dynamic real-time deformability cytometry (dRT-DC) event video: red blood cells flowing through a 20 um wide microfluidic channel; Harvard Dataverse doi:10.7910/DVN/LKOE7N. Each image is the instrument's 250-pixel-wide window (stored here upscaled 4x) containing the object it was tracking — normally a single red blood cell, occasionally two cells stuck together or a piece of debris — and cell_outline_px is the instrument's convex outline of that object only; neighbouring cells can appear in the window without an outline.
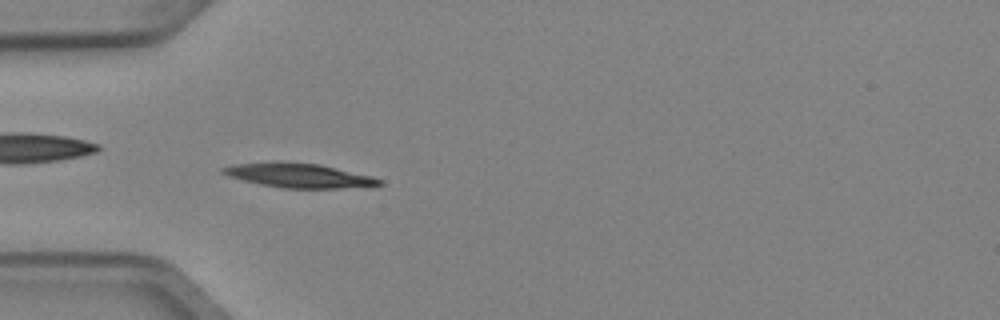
{"species": "Egyptian fruit bat (a non-hibernating species)", "species_latin": "Rousettus aegyptiacus", "temperature_condition": "cold", "stored_images_in_passage": 6, "camera_frame_rate_fps": 3000, "um_per_image_px": 0.085, "animal": {"sex": "female"}, "frame": {"image": 1, "passage_image": 4, "time_ms": 1.0, "image_size_px": [1000, 320], "cell_outline_px": [[384, 184], [372, 188], [284, 188], [260, 184], [228, 176], [220, 172], [220, 168], [236, 164], [272, 160], [284, 160], [320, 164], [372, 176], [380, 180]], "centroid_in_image_um": [25.44, 14.9], "position_along_channel_um": 59.6, "area_um2": 22.83}}
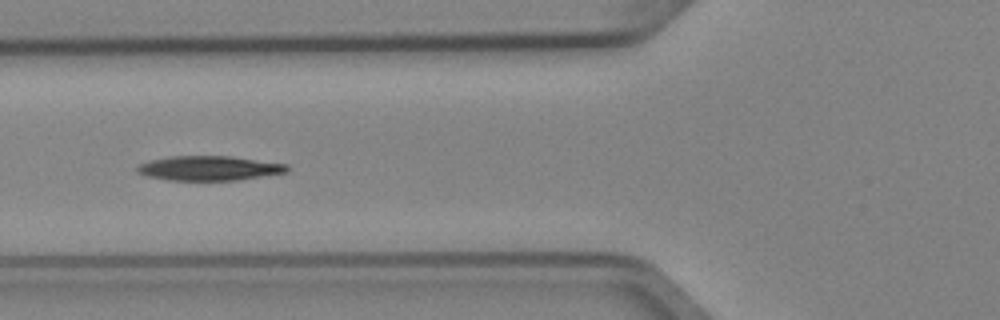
{"frame": {"image": 2, "passage_image": 5, "time_ms": 1.333, "image_size_px": [1000, 320], "cell_outline_px": [[288, 172], [240, 180], [168, 180], [148, 176], [136, 172], [136, 168], [140, 164], [152, 160], [168, 156], [232, 156], [288, 164]], "centroid_in_image_um": [17.81, 14.29], "position_along_channel_um": 108.0, "area_um2": 21.5}}
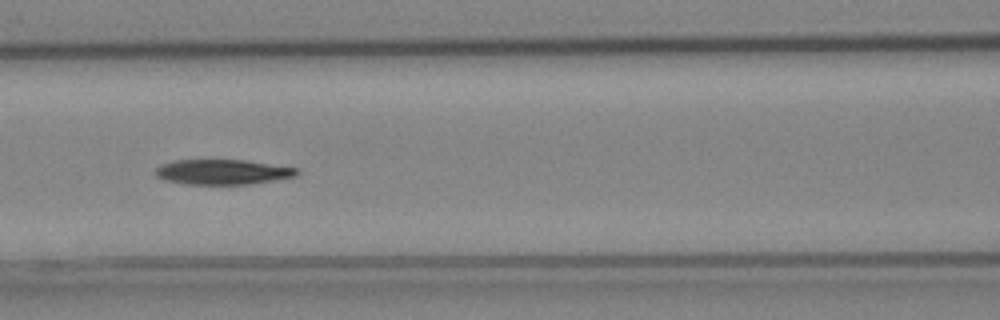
{"frame": {"image": 3, "passage_image": 6, "time_ms": 1.667, "image_size_px": [1000, 320], "cell_outline_px": [[300, 172], [296, 176], [248, 184], [188, 184], [164, 180], [156, 176], [152, 172], [160, 164], [172, 160], [244, 160], [300, 168]], "centroid_in_image_um": [18.89, 14.61], "position_along_channel_um": 147.7, "area_um2": 20.75}}